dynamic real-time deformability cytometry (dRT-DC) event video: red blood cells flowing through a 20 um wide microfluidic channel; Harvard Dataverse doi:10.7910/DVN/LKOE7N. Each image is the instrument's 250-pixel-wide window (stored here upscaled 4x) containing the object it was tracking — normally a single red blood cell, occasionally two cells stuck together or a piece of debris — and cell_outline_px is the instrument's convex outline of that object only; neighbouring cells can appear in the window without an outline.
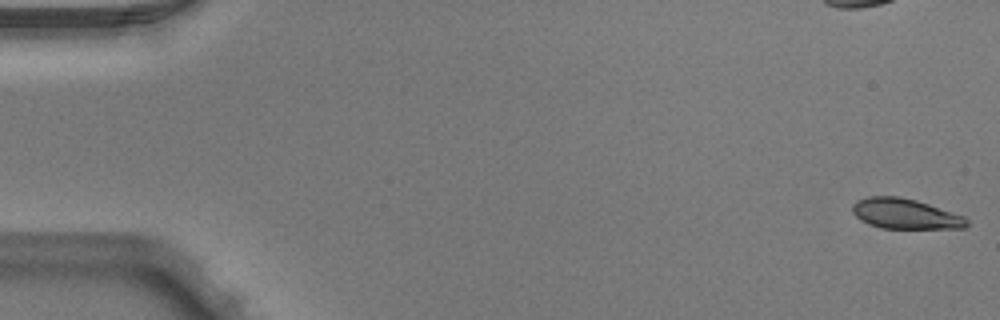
{"species": "Egyptian fruit bat (a non-hibernating species)", "species_latin": "Rousettus aegyptiacus", "temperature_condition": "warm", "stored_images_in_passage": 4, "camera_frame_rate_fps": 3000, "um_per_image_px": 0.085, "animal": {"sex": "male"}, "frame": {"image": 1, "passage_image": 1, "time_ms": 0.0, "image_size_px": [1000, 320], "cell_outline_px": [[968, 224], [964, 228], [880, 228], [868, 224], [856, 216], [852, 212], [852, 204], [860, 200], [872, 196], [900, 196], [916, 200], [964, 216], [968, 220]], "centroid_in_image_um": [76.94, 18.18], "position_along_channel_um": 8.1, "area_um2": 19.94}}